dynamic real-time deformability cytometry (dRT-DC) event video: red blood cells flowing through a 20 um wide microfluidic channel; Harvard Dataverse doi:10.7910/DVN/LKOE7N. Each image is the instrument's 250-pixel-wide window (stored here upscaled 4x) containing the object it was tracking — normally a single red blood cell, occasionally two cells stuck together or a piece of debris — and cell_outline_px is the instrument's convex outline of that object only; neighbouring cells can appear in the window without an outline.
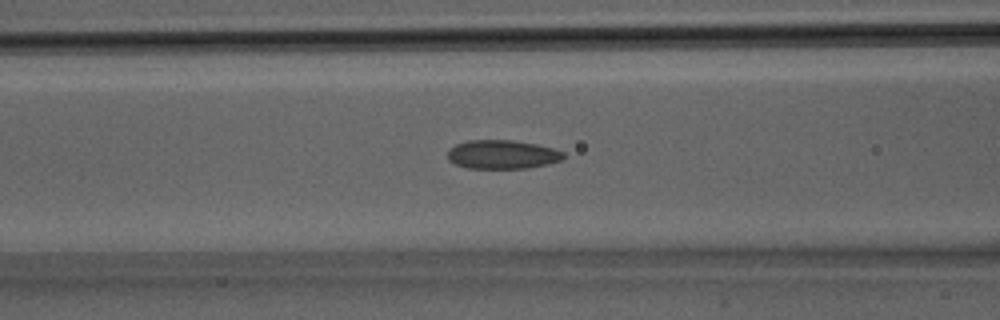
{"species": "Egyptian fruit bat (a non-hibernating species)", "species_latin": "Rousettus aegyptiacus", "temperature_condition": "room temperature", "stored_images_in_passage": 30, "camera_frame_rate_fps": 3000, "um_per_image_px": 0.085, "animal": {"sex": "male"}, "frame": {"image": 1, "passage_image": 12, "time_ms": 3.667, "image_size_px": [1000, 320], "cell_outline_px": [[564, 156], [560, 160], [548, 164], [528, 168], [468, 168], [456, 164], [448, 160], [448, 148], [456, 144], [468, 140], [512, 140], [536, 144], [552, 148], [564, 152]], "centroid_in_image_um": [42.67, 13.12], "position_along_channel_um": 123.9, "area_um2": 19.42}}
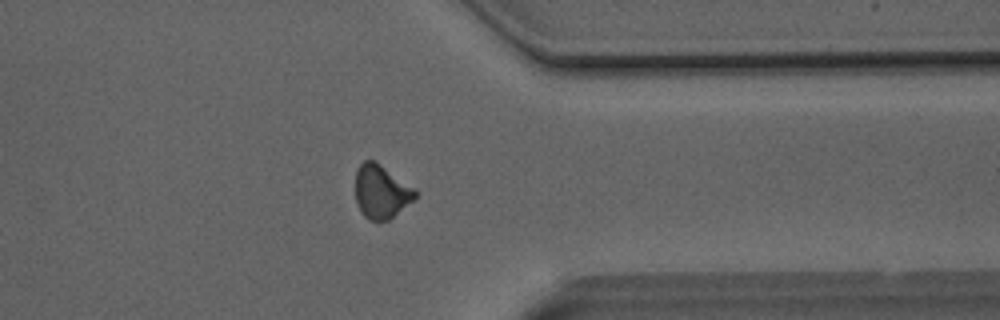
{"frame": {"image": 2, "passage_image": 24, "time_ms": 7.667, "image_size_px": [1000, 320], "cell_outline_px": [[416, 196], [412, 200], [388, 220], [368, 220], [364, 216], [356, 200], [356, 168], [364, 160], [376, 160], [416, 188]], "centroid_in_image_um": [32.4, 16.24], "position_along_channel_um": 379.0, "area_um2": 18.61}}
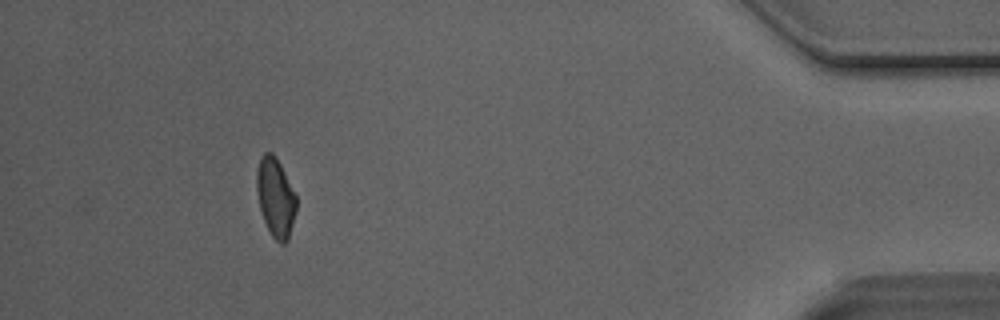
{"frame": {"image": 3, "passage_image": 28, "time_ms": 9.0, "image_size_px": [1000, 320], "cell_outline_px": [[296, 212], [288, 240], [284, 244], [280, 244], [272, 236], [264, 220], [260, 208], [256, 192], [256, 168], [260, 156], [264, 152], [272, 152], [276, 156], [296, 196]], "centroid_in_image_um": [23.4, 16.76], "position_along_channel_um": 411.8, "area_um2": 18.32}}